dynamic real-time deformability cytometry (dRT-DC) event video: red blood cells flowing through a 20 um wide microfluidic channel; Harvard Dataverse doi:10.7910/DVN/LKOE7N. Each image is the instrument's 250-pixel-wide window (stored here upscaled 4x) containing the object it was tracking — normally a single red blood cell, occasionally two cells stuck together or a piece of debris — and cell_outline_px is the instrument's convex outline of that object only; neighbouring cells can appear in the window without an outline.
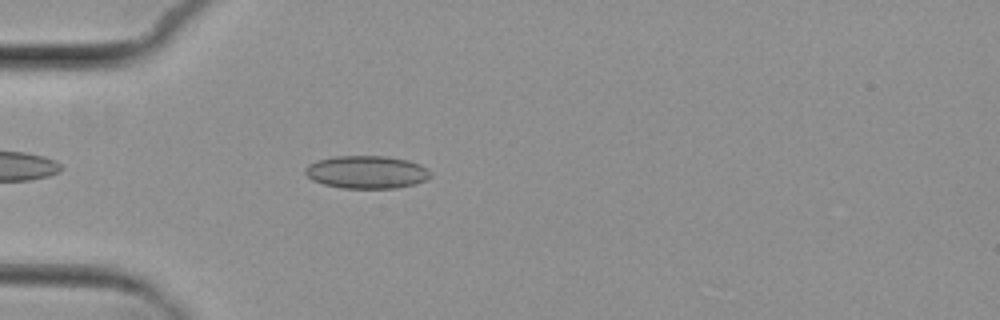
{"species": "common noctule bat (a hibernating species)", "species_latin": "Nyctalus noctula", "temperature_condition": "cold", "stored_images_in_passage": 2, "camera_frame_rate_fps": 3000, "um_per_image_px": 0.085, "animal": {"sex": "female", "body_mass_g": 29.2, "forearm_length_mm": 56.3}, "frame": {"image": 1, "passage_image": 2, "time_ms": 1.667, "image_size_px": [1000, 320], "cell_outline_px": [[432, 176], [424, 180], [412, 184], [396, 188], [340, 188], [324, 184], [312, 180], [304, 172], [304, 168], [308, 164], [316, 160], [336, 156], [388, 156], [408, 160], [420, 164], [432, 172]], "centroid_in_image_um": [31.15, 14.62], "position_along_channel_um": 53.9, "area_um2": 24.04}}